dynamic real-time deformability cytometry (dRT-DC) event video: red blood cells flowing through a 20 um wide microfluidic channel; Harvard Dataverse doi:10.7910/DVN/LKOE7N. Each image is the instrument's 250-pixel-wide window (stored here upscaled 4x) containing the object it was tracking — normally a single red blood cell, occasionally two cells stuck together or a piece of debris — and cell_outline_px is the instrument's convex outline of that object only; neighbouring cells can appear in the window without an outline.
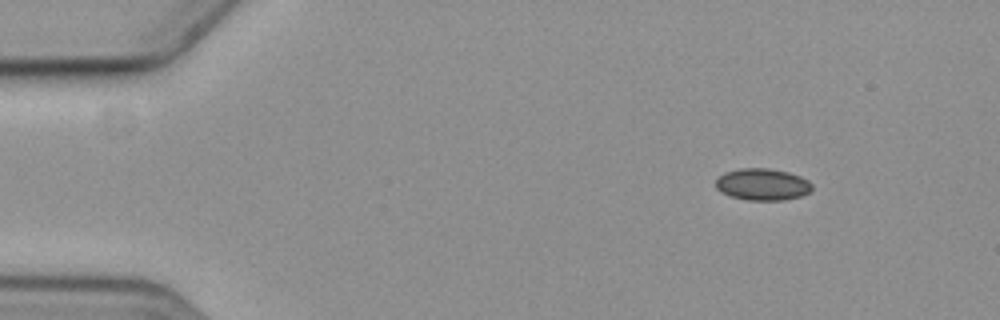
{"species": "common noctule bat (a hibernating species)", "species_latin": "Nyctalus noctula", "temperature_condition": "cold", "stored_images_in_passage": 4, "camera_frame_rate_fps": 3000, "um_per_image_px": 0.085, "animal": {"sex": "female", "body_mass_g": 19.3, "forearm_length_mm": 54.1}, "frame": {"image": 1, "passage_image": 1, "time_ms": 0.0, "image_size_px": [1000, 320], "cell_outline_px": [[812, 192], [800, 196], [780, 200], [748, 200], [732, 196], [720, 192], [716, 188], [716, 180], [724, 172], [740, 168], [768, 168], [788, 172], [800, 176], [808, 180], [812, 184]], "centroid_in_image_um": [64.82, 15.67], "position_along_channel_um": 20.2, "area_um2": 17.86}}
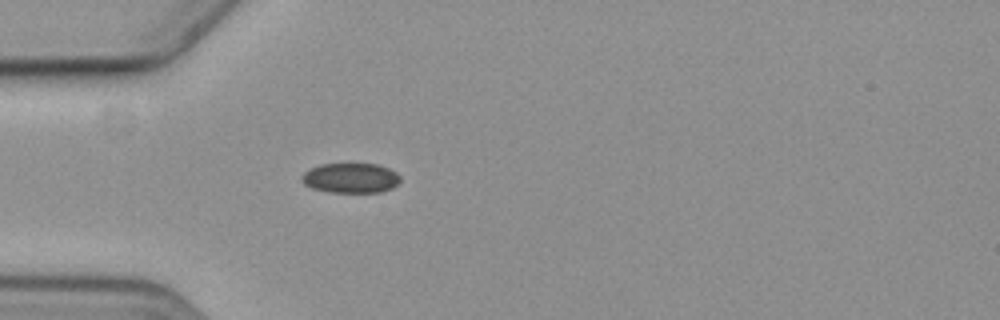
{"frame": {"image": 2, "passage_image": 4, "time_ms": 3.333, "image_size_px": [1000, 320], "cell_outline_px": [[400, 180], [392, 188], [380, 192], [332, 192], [312, 188], [304, 184], [300, 180], [300, 176], [304, 172], [320, 164], [380, 164], [396, 172], [400, 176]], "centroid_in_image_um": [29.8, 15.12], "position_along_channel_um": 55.2, "area_um2": 17.17}}